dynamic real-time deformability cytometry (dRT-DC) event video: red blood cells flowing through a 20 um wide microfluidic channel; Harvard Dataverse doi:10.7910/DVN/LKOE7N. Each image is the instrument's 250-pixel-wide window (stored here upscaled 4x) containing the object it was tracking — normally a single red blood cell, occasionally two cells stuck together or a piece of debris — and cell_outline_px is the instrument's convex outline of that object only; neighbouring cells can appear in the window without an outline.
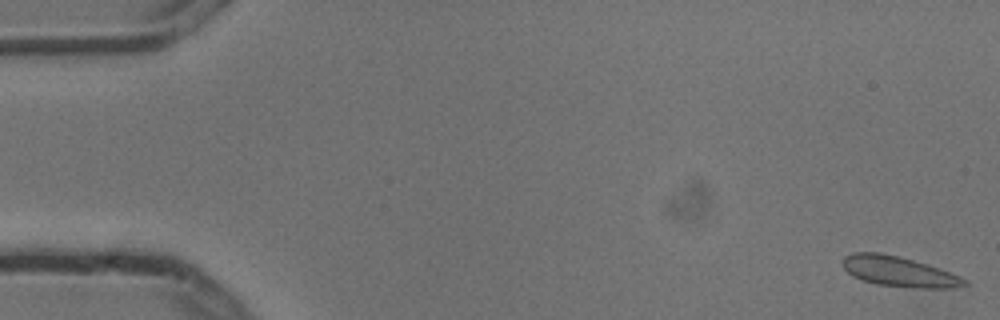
{"species": "common noctule bat (a hibernating species)", "species_latin": "Nyctalus noctula", "temperature_condition": "cold", "stored_images_in_passage": 5, "camera_frame_rate_fps": 3000, "um_per_image_px": 0.085, "animal": {"sex": "male", "body_mass_g": 13.3}, "frame": {"image": 1, "passage_image": 1, "time_ms": 0.0, "image_size_px": [1000, 320], "cell_outline_px": [[968, 284], [952, 288], [912, 288], [876, 284], [852, 276], [844, 268], [844, 256], [852, 252], [880, 252], [900, 256], [948, 272], [968, 280]], "centroid_in_image_um": [76.38, 23.08], "position_along_channel_um": 8.6, "area_um2": 21.15}}
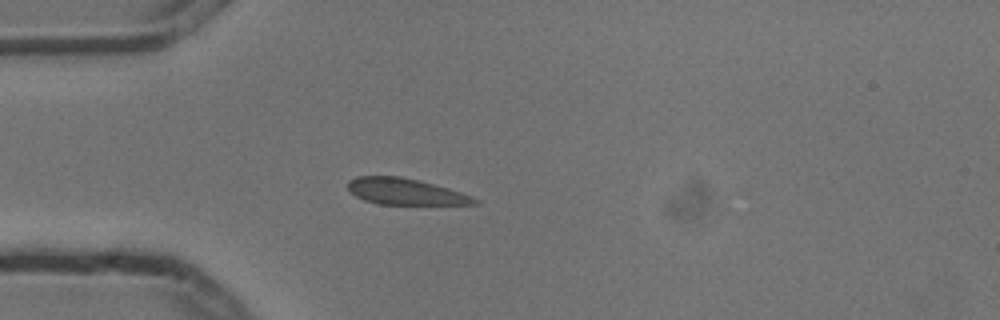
{"frame": {"image": 2, "passage_image": 5, "time_ms": 1.333, "image_size_px": [1000, 320], "cell_outline_px": [[480, 204], [376, 204], [364, 200], [356, 196], [348, 188], [348, 180], [356, 176], [400, 176], [448, 188], [472, 196], [480, 200]], "centroid_in_image_um": [34.44, 16.29], "position_along_channel_um": 50.6, "area_um2": 19.25}}